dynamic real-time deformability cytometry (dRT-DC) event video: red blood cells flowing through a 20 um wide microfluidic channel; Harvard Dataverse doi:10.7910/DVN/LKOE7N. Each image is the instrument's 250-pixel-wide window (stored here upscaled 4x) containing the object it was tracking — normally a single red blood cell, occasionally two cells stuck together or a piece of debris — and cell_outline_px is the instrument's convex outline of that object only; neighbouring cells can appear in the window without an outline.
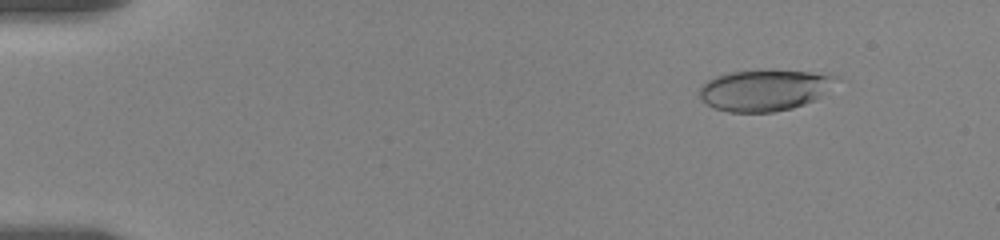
{"species": "human", "species_latin": "Homo sapiens", "temperature_condition": "room temperature", "stored_images_in_passage": 58, "camera_frame_rate_fps": 3000, "um_per_image_px": 0.085, "donor": {"sex": "female"}, "frame": {"image": 1, "passage_image": 7, "time_ms": 2.0, "image_size_px": [1000, 240], "cell_outline_px": [[840, 80], [812, 100], [804, 104], [792, 108], [772, 112], [728, 112], [716, 108], [700, 100], [700, 88], [708, 80], [716, 76], [728, 72], [772, 68], [812, 72], [836, 76]], "centroid_in_image_um": [64.96, 7.63], "position_along_channel_um": 20.0, "area_um2": 33.0}}
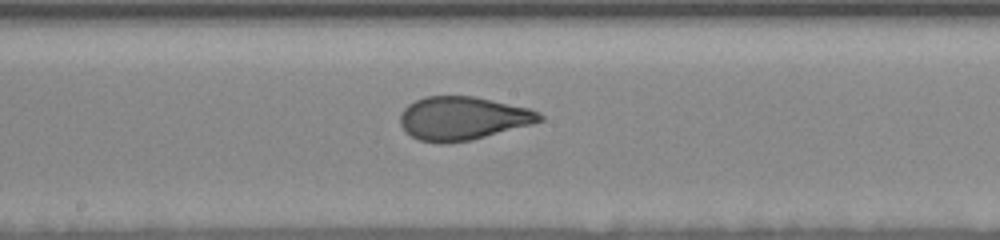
{"frame": {"image": 2, "passage_image": 32, "time_ms": 10.333, "image_size_px": [1000, 240], "cell_outline_px": [[544, 120], [472, 140], [444, 144], [440, 144], [420, 140], [412, 136], [400, 124], [400, 116], [404, 108], [408, 104], [424, 96], [472, 96], [492, 100], [528, 108], [544, 116]], "centroid_in_image_um": [39.3, 10.06], "position_along_channel_um": 208.9, "area_um2": 34.97}}
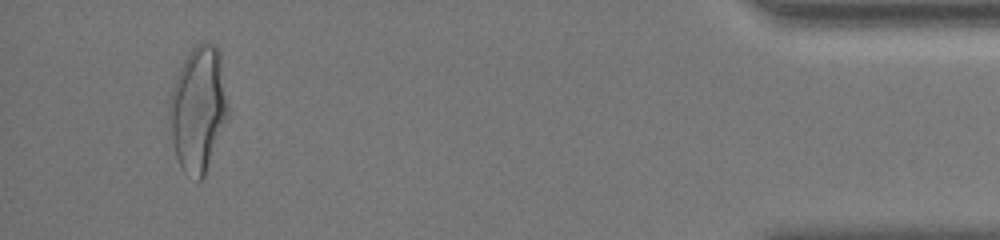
{"frame": {"image": 3, "passage_image": 55, "time_ms": 18.0, "image_size_px": [1000, 240], "cell_outline_px": [[228, 116], [204, 176], [200, 180], [196, 180], [184, 172], [176, 156], [172, 140], [168, 116], [168, 108], [176, 76], [188, 52], [196, 44], [216, 44], [220, 52], [228, 104]], "centroid_in_image_um": [16.85, 9.26], "position_along_channel_um": 418.4, "area_um2": 42.48}, "authors_computed_cell_mechanics": {"area_um2": 35.0557, "velocity_mm_per_s": 3.5304, "shape_relaxation_time_tau1_ms": 5.3346, "shape_relaxation_time_tau2_ms": 0.8709, "deformation_change_tau1": 0.1824, "deformation_change_tau2": 0.0762}}